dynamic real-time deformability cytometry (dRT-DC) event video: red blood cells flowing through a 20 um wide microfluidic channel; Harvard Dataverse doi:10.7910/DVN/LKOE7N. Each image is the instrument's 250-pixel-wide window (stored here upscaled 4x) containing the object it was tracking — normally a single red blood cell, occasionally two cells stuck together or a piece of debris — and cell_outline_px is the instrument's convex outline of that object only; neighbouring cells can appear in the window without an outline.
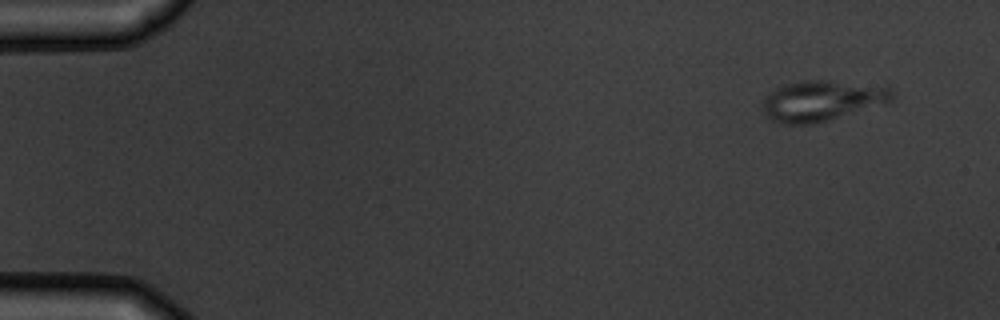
{"species": "common noctule bat (a hibernating species)", "species_latin": "Nyctalus noctula", "temperature_condition": "warm", "stored_images_in_passage": 6, "camera_frame_rate_fps": 3000, "um_per_image_px": 0.085, "animal": {"sex": "male", "body_mass_g": 19.5, "forearm_length_mm": 54.6}, "frame": {"image": 1, "passage_image": 1, "time_ms": 0.0, "image_size_px": [1000, 320], "cell_outline_px": [[892, 100], [888, 104], [816, 124], [780, 124], [768, 120], [764, 116], [760, 104], [764, 96], [768, 92], [780, 84], [800, 80], [828, 80], [892, 84]], "centroid_in_image_um": [69.88, 8.54], "position_along_channel_um": 15.1, "area_um2": 32.48}}